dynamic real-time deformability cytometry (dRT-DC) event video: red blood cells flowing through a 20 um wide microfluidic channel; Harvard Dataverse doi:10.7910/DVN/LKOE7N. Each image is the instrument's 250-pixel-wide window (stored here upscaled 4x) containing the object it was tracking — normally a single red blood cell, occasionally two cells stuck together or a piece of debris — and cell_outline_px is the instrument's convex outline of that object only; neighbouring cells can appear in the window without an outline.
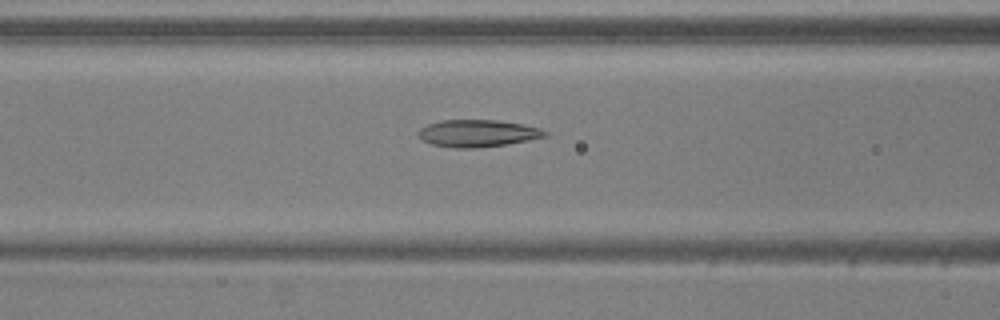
{"species": "common noctule bat (a hibernating species)", "species_latin": "Nyctalus noctula", "temperature_condition": "warm", "stored_images_in_passage": 52, "camera_frame_rate_fps": 3000, "um_per_image_px": 0.085, "animal": {"sex": "male", "body_mass_g": 20.5, "forearm_length_mm": 52.5}, "frame": {"image": 1, "passage_image": 20, "time_ms": 6.333, "image_size_px": [1000, 320], "cell_outline_px": [[548, 136], [508, 144], [476, 148], [452, 148], [432, 144], [424, 140], [416, 132], [420, 128], [428, 124], [440, 120], [496, 120], [524, 124], [540, 128], [548, 132]], "centroid_in_image_um": [40.62, 11.33], "position_along_channel_um": 126.0, "area_um2": 20.11}}
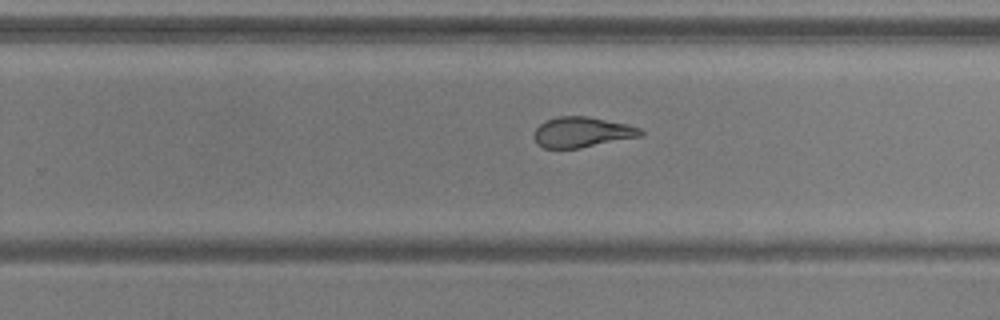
{"frame": {"image": 2, "passage_image": 32, "time_ms": 10.333, "image_size_px": [1000, 320], "cell_outline_px": [[644, 136], [580, 148], [544, 148], [536, 144], [532, 136], [536, 128], [544, 120], [556, 116], [588, 116], [628, 124], [640, 128], [644, 132]], "centroid_in_image_um": [49.47, 11.23], "position_along_channel_um": 280.3, "area_um2": 19.25}}
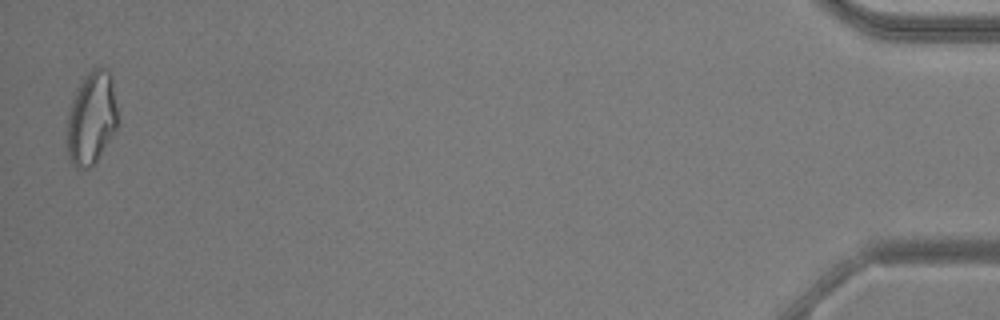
{"frame": {"image": 3, "passage_image": 51, "time_ms": 16.667, "image_size_px": [1000, 320], "cell_outline_px": [[120, 124], [116, 132], [96, 164], [92, 168], [76, 168], [72, 164], [68, 156], [68, 112], [76, 88], [84, 76], [96, 64], [108, 68], [112, 76], [120, 120]], "centroid_in_image_um": [7.84, 10.02], "position_along_channel_um": 427.4, "area_um2": 28.67}, "authors_computed_cell_mechanics": {"area_um2": 21.5594, "velocity_mm_per_s": 3.8637, "shape_relaxation_time_tau1_ms": 9.4425, "shape_relaxation_time_tau2_ms": 1.8335, "deformation_change_tau1": 0.2683, "deformation_change_tau2": 0.1043}}